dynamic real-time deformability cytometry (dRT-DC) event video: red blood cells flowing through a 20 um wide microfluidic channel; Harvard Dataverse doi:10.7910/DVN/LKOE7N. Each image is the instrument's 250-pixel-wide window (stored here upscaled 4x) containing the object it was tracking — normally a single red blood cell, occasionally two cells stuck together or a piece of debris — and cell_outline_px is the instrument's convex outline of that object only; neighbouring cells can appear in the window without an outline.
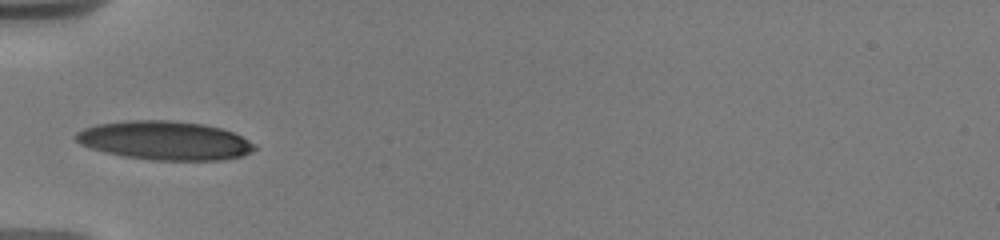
{"species": "human", "species_latin": "Homo sapiens", "temperature_condition": "warm", "stored_images_in_passage": 17, "camera_frame_rate_fps": 3000, "um_per_image_px": 0.085, "donor": {"sex": "male"}, "frame": {"image": 1, "passage_image": 1, "time_ms": 0.0, "image_size_px": [1000, 240], "cell_outline_px": [[256, 148], [244, 156], [220, 160], [152, 160], [124, 156], [104, 152], [80, 144], [72, 136], [76, 132], [84, 128], [96, 124], [124, 120], [168, 120], [204, 124], [220, 128], [232, 132], [256, 144]], "centroid_in_image_um": [13.98, 11.94], "position_along_channel_um": 71.0, "area_um2": 40.52}}
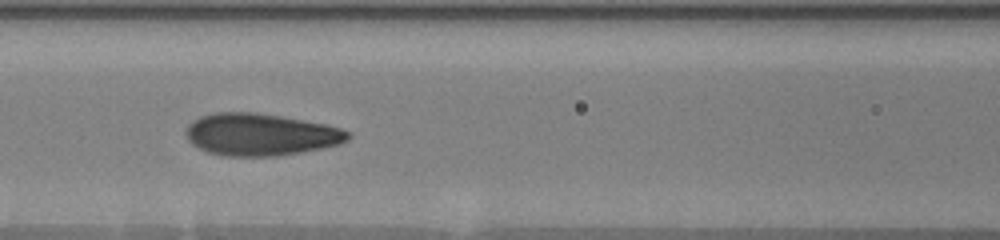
{"frame": {"image": 2, "passage_image": 11, "time_ms": 2.0, "image_size_px": [1000, 240], "cell_outline_px": [[352, 136], [348, 140], [340, 144], [300, 152], [276, 156], [228, 156], [208, 152], [192, 144], [188, 140], [184, 132], [188, 124], [192, 120], [200, 116], [216, 112], [256, 112], [280, 116], [324, 124], [340, 128], [352, 132]], "centroid_in_image_um": [22.13, 11.43], "position_along_channel_um": 144.5, "area_um2": 39.82}}
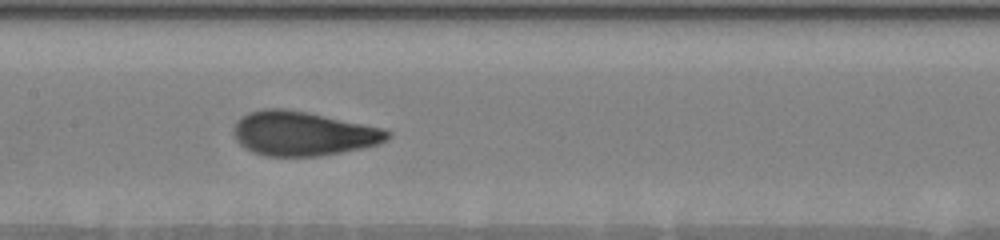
{"frame": {"image": 3, "passage_image": 16, "time_ms": 3.0, "image_size_px": [1000, 240], "cell_outline_px": [[392, 136], [388, 140], [380, 144], [364, 148], [320, 156], [264, 156], [252, 152], [244, 148], [236, 140], [232, 132], [232, 128], [236, 120], [248, 112], [264, 108], [284, 108], [308, 112], [384, 128], [392, 132]], "centroid_in_image_um": [25.76, 11.35], "position_along_channel_um": 181.6, "area_um2": 40.34}}